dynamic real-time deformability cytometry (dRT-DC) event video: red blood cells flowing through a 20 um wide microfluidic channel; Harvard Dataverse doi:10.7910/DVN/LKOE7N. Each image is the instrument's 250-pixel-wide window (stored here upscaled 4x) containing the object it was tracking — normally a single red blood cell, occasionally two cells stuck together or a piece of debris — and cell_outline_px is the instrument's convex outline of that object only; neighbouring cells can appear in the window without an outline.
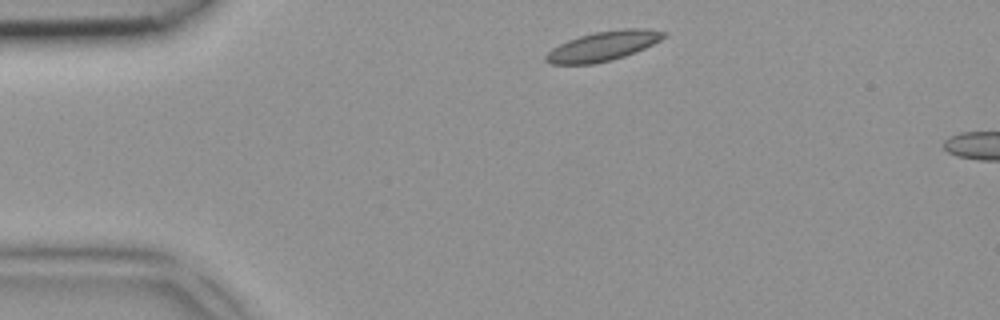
{"species": "common noctule bat (a hibernating species)", "species_latin": "Nyctalus noctula", "temperature_condition": "room temperature", "stored_images_in_passage": 2, "camera_frame_rate_fps": 3000, "um_per_image_px": 0.085, "animal": {"sex": "female", "body_mass_g": 18.4}, "frame": {"image": 1, "passage_image": 1, "time_ms": 0.0, "image_size_px": [1000, 320], "cell_outline_px": [[668, 32], [660, 40], [644, 48], [624, 56], [612, 60], [592, 64], [552, 64], [544, 60], [544, 56], [552, 48], [568, 40], [580, 36], [596, 32], [624, 28], [648, 28]], "centroid_in_image_um": [51.26, 3.91], "position_along_channel_um": 33.7, "area_um2": 20.17}}